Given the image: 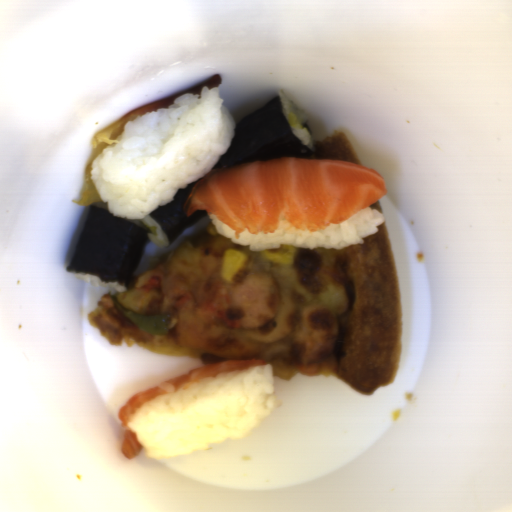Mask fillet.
<instances>
[{
    "label": "fillet",
    "instance_id": "1",
    "mask_svg": "<svg viewBox=\"0 0 512 512\" xmlns=\"http://www.w3.org/2000/svg\"><path fill=\"white\" fill-rule=\"evenodd\" d=\"M388 191L373 169L339 160L283 158L212 170L193 185L183 207L214 214L234 230L265 235L286 226L318 232L345 222Z\"/></svg>",
    "mask_w": 512,
    "mask_h": 512
},
{
    "label": "fillet",
    "instance_id": "2",
    "mask_svg": "<svg viewBox=\"0 0 512 512\" xmlns=\"http://www.w3.org/2000/svg\"><path fill=\"white\" fill-rule=\"evenodd\" d=\"M268 359H246L233 361H219L189 370L184 375L170 379L156 386L148 388L129 399L124 406H120L117 417L122 427L120 436V448L126 459H132L142 450V446L136 441L135 434L128 427L132 416L146 403L156 396L181 390L186 386L198 384L205 377H214L222 372L244 370L246 368L265 365Z\"/></svg>",
    "mask_w": 512,
    "mask_h": 512
},
{
    "label": "fillet",
    "instance_id": "3",
    "mask_svg": "<svg viewBox=\"0 0 512 512\" xmlns=\"http://www.w3.org/2000/svg\"><path fill=\"white\" fill-rule=\"evenodd\" d=\"M223 78L222 75L215 74L211 76L209 79H207L204 82H201L199 84H196L188 89H185L181 92H178L176 94L167 96L165 98L156 100L154 102H151L149 104L143 105L141 107H138L131 112L125 114L122 116L119 120H117L114 124L111 126L104 128L98 132L93 133L92 139H91V146H92V152L90 159L87 163V166L84 170V184L82 187V191L80 194L79 199L72 200L71 203H76L77 205H90V204H96V203H102L104 202L94 183L91 178V165L94 162V160L98 157V155L108 146L112 145L113 143H118L117 139L120 136V134L123 132V129L125 125L130 122L131 120L137 119L149 112L156 111L157 109H164L168 106H171L176 99L184 95L185 93H196L200 94L202 92V89L204 86H207L209 88H218L219 85L222 83Z\"/></svg>",
    "mask_w": 512,
    "mask_h": 512
}]
</instances>
